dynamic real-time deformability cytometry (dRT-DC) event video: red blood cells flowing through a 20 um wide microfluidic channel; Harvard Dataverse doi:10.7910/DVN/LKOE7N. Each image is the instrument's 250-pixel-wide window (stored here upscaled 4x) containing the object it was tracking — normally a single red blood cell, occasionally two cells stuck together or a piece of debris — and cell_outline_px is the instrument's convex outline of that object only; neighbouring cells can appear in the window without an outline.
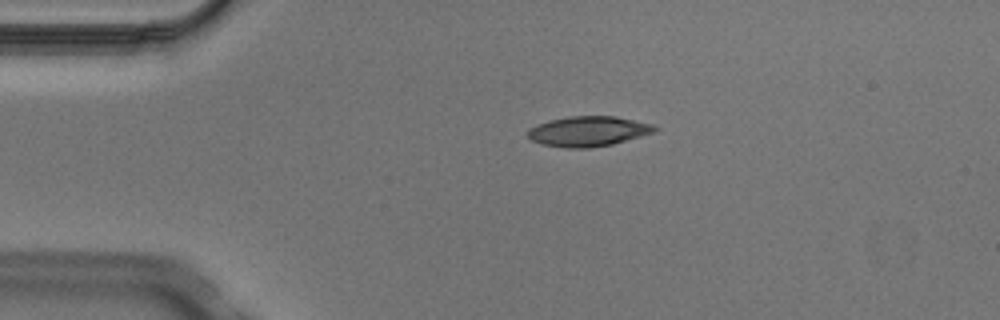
{"species": "Egyptian fruit bat (a non-hibernating species)", "species_latin": "Rousettus aegyptiacus", "temperature_condition": "cold", "stored_images_in_passage": 2, "camera_frame_rate_fps": 3000, "um_per_image_px": 0.085, "animal": {"sex": "male"}, "frame": {"image": 1, "passage_image": 1, "time_ms": 0.0, "image_size_px": [1000, 320], "cell_outline_px": [[660, 128], [652, 132], [612, 144], [588, 148], [564, 148], [540, 144], [532, 140], [528, 136], [528, 128], [536, 124], [568, 116], [616, 116], [652, 124]], "centroid_in_image_um": [49.96, 11.16], "position_along_channel_um": 35.0, "area_um2": 22.14}}